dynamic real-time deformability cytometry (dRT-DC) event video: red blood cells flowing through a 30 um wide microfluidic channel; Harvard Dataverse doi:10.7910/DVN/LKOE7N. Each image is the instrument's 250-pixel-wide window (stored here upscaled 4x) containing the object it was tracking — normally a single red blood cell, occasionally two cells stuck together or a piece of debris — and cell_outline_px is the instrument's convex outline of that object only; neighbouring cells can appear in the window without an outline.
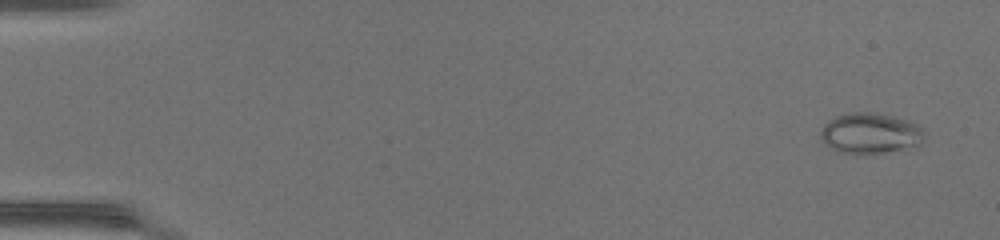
{"species": "common noctule bat (a hibernating species)", "species_latin": "Nyctalus noctula", "temperature_condition": "warm", "stored_images_in_passage": 49, "camera_frame_rate_fps": 3000, "um_per_image_px": 0.085, "animal": {"sex": "female", "body_mass_g": 17.0, "forearm_length_mm": 48.0}, "frame": {"image": 1, "passage_image": 3, "time_ms": 0.667, "image_size_px": [1000, 240], "cell_outline_px": [[924, 136], [920, 144], [884, 152], [836, 152], [820, 136], [820, 132], [824, 124], [828, 120], [836, 116], [852, 112], [876, 112], [908, 120], [924, 128]], "centroid_in_image_um": [73.98, 11.29], "position_along_channel_um": 11.0, "area_um2": 24.1}}
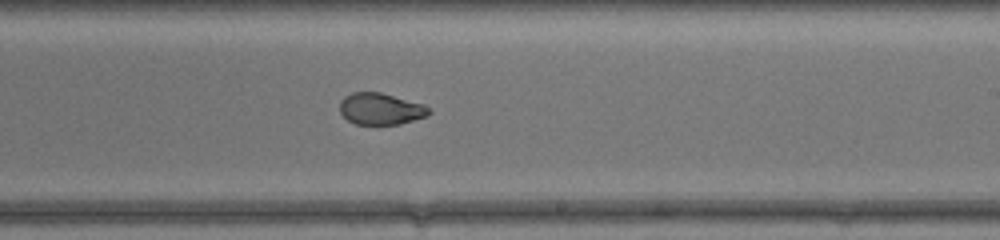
{"frame": {"image": 2, "passage_image": 31, "time_ms": 10.0, "image_size_px": [1000, 240], "cell_outline_px": [[432, 112], [424, 116], [400, 124], [356, 124], [348, 120], [340, 112], [340, 100], [344, 96], [352, 92], [380, 92], [424, 104]], "centroid_in_image_um": [32.33, 9.24], "position_along_channel_um": 256.7, "area_um2": 16.3}}
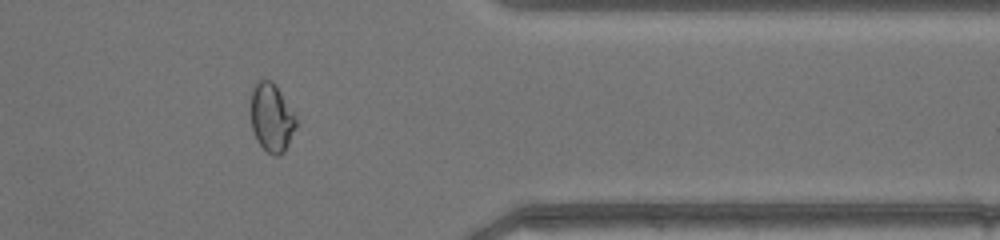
{"frame": {"image": 3, "passage_image": 41, "time_ms": 13.333, "image_size_px": [1000, 240], "cell_outline_px": [[296, 124], [288, 144], [284, 152], [276, 156], [268, 152], [256, 140], [252, 128], [252, 88], [260, 80], [272, 80], [276, 84], [292, 112], [296, 120]], "centroid_in_image_um": [23.08, 10.0], "position_along_channel_um": 388.3, "area_um2": 17.51}, "authors_computed_cell_mechanics": {"area_um2": 20.8658, "velocity_mm_per_s": 4.3485, "shape_relaxation_time_tau1_ms": null, "shape_relaxation_time_tau2_ms": 1.0334, "deformation_change_tau1": null, "deformation_change_tau2": 0.0588}}